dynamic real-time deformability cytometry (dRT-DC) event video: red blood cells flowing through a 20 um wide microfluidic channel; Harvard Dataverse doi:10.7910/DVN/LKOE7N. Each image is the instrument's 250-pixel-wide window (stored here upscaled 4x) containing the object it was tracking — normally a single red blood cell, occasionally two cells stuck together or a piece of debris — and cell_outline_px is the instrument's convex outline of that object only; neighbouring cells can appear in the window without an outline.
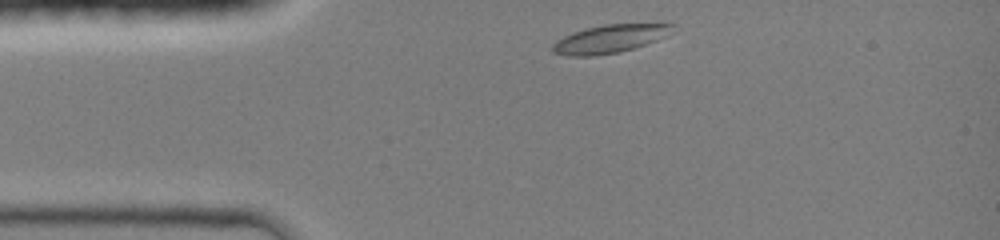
{"species": "common noctule bat (a hibernating species)", "species_latin": "Nyctalus noctula", "temperature_condition": "room temperature", "stored_images_in_passage": 32, "camera_frame_rate_fps": 3000, "um_per_image_px": 0.085, "animal": {"sex": "female", "body_mass_g": 19.0, "forearm_length_mm": 51.5}, "frame": {"image": 1, "passage_image": 1, "time_ms": 0.0, "image_size_px": [1000, 240], "cell_outline_px": [[676, 32], [668, 36], [620, 52], [596, 56], [568, 56], [552, 52], [552, 44], [556, 40], [564, 36], [584, 28], [604, 24], [676, 24]], "centroid_in_image_um": [51.86, 3.3], "position_along_channel_um": 33.1, "area_um2": 19.88}}
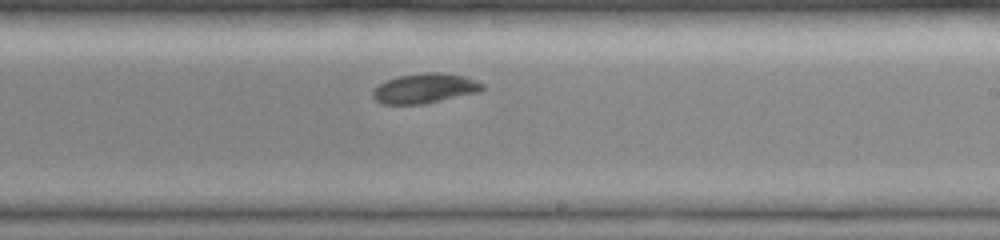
{"frame": {"image": 2, "passage_image": 19, "time_ms": 6.0, "image_size_px": [1000, 240], "cell_outline_px": [[484, 88], [480, 92], [420, 104], [384, 104], [376, 100], [372, 96], [372, 92], [384, 80], [396, 76], [428, 72], [440, 72], [464, 76], [476, 80], [484, 84]], "centroid_in_image_um": [36.11, 7.49], "position_along_channel_um": 252.9, "area_um2": 18.96}}
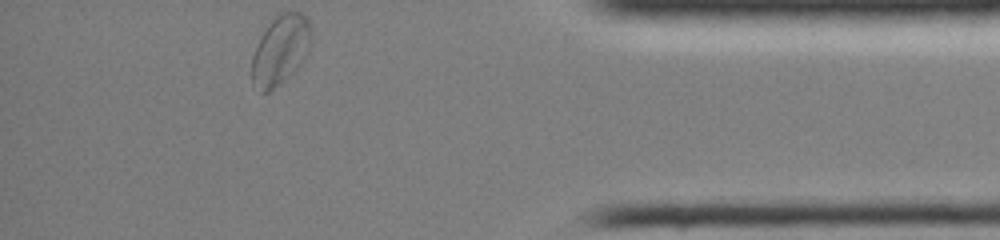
{"frame": {"image": 3, "passage_image": 32, "time_ms": 10.333, "image_size_px": [1000, 240], "cell_outline_px": [[312, 44], [304, 60], [288, 76], [268, 92], [260, 92], [252, 84], [252, 56], [256, 44], [260, 36], [276, 12], [300, 12], [308, 16], [312, 40]], "centroid_in_image_um": [23.84, 4.2], "position_along_channel_um": 411.4, "area_um2": 24.33}, "authors_computed_cell_mechanics": {"area_um2": 19.3341, "velocity_mm_per_s": 4.2099, "shape_relaxation_time_tau1_ms": 3.4774, "shape_relaxation_time_tau2_ms": 5.5543, "deformation_change_tau1": 0.1256, "deformation_change_tau2": 0.0707}}